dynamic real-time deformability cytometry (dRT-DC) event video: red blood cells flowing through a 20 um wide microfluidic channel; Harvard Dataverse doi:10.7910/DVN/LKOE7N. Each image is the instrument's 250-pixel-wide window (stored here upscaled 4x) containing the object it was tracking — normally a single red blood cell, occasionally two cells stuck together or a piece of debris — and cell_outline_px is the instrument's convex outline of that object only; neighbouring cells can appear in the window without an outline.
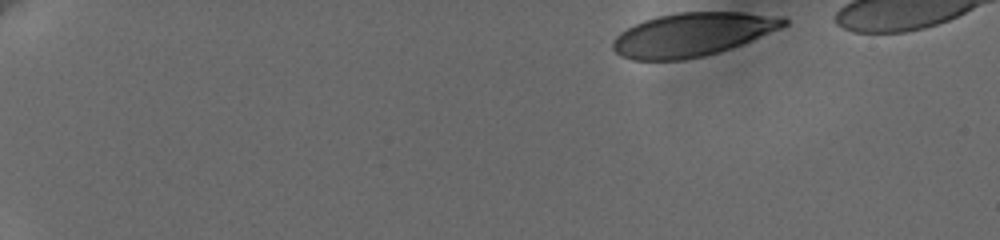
{"species": "human", "species_latin": "Homo sapiens", "temperature_condition": "cold", "stored_images_in_passage": 17, "camera_frame_rate_fps": 3000, "um_per_image_px": 0.085, "donor": {"sex": "female"}, "frame": {"image": 1, "passage_image": 1, "time_ms": 0.0, "image_size_px": [1000, 240], "cell_outline_px": [[788, 24], [780, 28], [752, 40], [704, 56], [684, 60], [632, 60], [620, 56], [612, 48], [612, 40], [620, 32], [644, 20], [656, 16], [676, 12], [740, 12], [784, 16], [788, 20]], "centroid_in_image_um": [58.83, 2.92], "position_along_channel_um": 26.2, "area_um2": 43.29}}
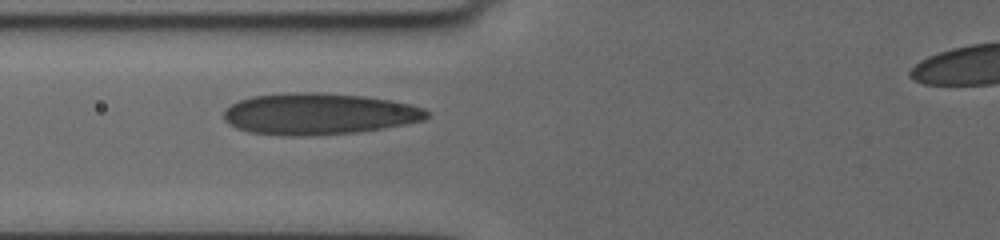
{"frame": {"image": 2, "passage_image": 11, "time_ms": 5.667, "image_size_px": [1000, 240], "cell_outline_px": [[428, 116], [424, 120], [404, 124], [356, 132], [300, 136], [288, 136], [248, 132], [236, 128], [228, 124], [224, 120], [224, 108], [240, 100], [252, 96], [288, 92], [320, 92], [364, 96], [392, 100], [424, 108], [428, 112]], "centroid_in_image_um": [27.05, 9.67], "position_along_channel_um": 98.8, "area_um2": 49.07}}
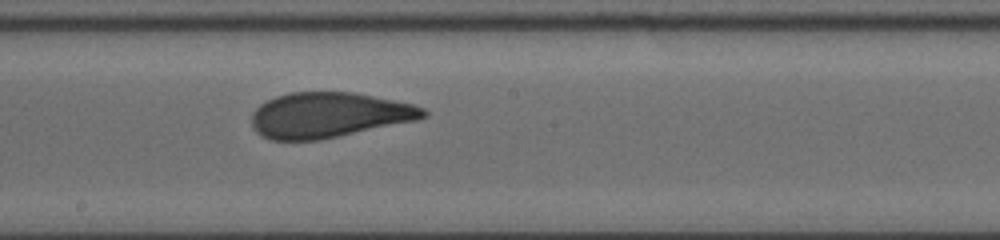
{"frame": {"image": 3, "passage_image": 17, "time_ms": 9.0, "image_size_px": [1000, 240], "cell_outline_px": [[428, 116], [420, 120], [320, 140], [272, 140], [260, 136], [252, 128], [252, 112], [260, 104], [276, 96], [288, 92], [352, 92], [412, 104], [424, 108], [428, 112]], "centroid_in_image_um": [27.95, 9.79], "position_along_channel_um": 220.3, "area_um2": 45.55}}